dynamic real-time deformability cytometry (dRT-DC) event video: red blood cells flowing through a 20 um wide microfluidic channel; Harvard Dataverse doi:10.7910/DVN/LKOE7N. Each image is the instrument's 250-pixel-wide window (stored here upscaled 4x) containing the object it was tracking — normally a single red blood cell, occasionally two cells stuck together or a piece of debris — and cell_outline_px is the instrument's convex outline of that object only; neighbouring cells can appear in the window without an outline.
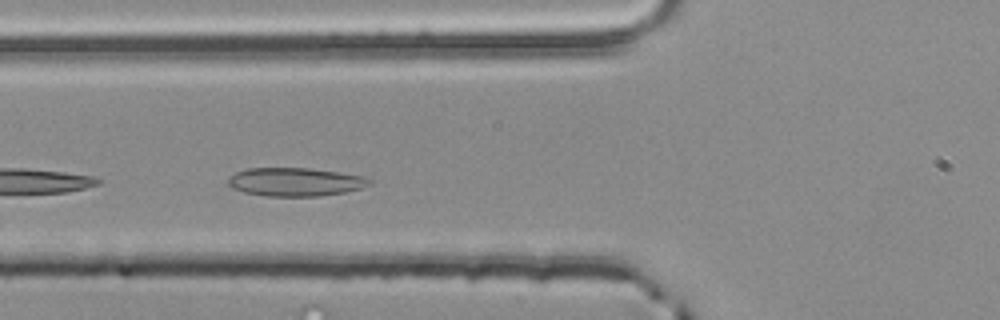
{"species": "common noctule bat (a hibernating species)", "species_latin": "Nyctalus noctula", "temperature_condition": "room temperature", "stored_images_in_passage": 15, "camera_frame_rate_fps": 3000, "um_per_image_px": 0.085, "animal": {"sex": "male", "body_mass_g": 20.4}, "frame": {"image": 1, "passage_image": 13, "time_ms": 4.0, "image_size_px": [1000, 320], "cell_outline_px": [[372, 180], [368, 184], [360, 188], [344, 192], [316, 196], [264, 196], [244, 192], [232, 188], [228, 184], [228, 176], [236, 172], [248, 168], [308, 168], [364, 176]], "centroid_in_image_um": [25.03, 15.46], "position_along_channel_um": 100.8, "area_um2": 23.24}}